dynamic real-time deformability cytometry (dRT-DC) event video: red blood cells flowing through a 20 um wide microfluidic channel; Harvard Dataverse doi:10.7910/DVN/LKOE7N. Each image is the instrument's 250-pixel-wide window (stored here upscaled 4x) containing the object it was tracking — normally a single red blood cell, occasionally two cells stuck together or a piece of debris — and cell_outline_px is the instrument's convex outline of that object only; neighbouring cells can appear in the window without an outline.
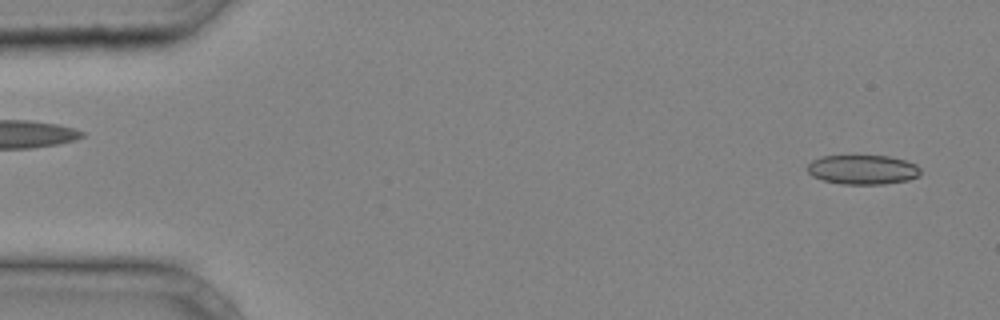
{"species": "common noctule bat (a hibernating species)", "species_latin": "Nyctalus noctula", "temperature_condition": "cold", "stored_images_in_passage": 39, "camera_frame_rate_fps": 3000, "um_per_image_px": 0.085, "animal": {"sex": "male", "body_mass_g": 20.4}, "frame": {"image": 1, "passage_image": 2, "time_ms": 0.333, "image_size_px": [1000, 320], "cell_outline_px": [[920, 176], [908, 180], [884, 184], [840, 184], [824, 180], [812, 176], [808, 172], [808, 164], [812, 160], [820, 156], [892, 156], [916, 164], [920, 168]], "centroid_in_image_um": [73.34, 14.42], "position_along_channel_um": 11.7, "area_um2": 19.48}}
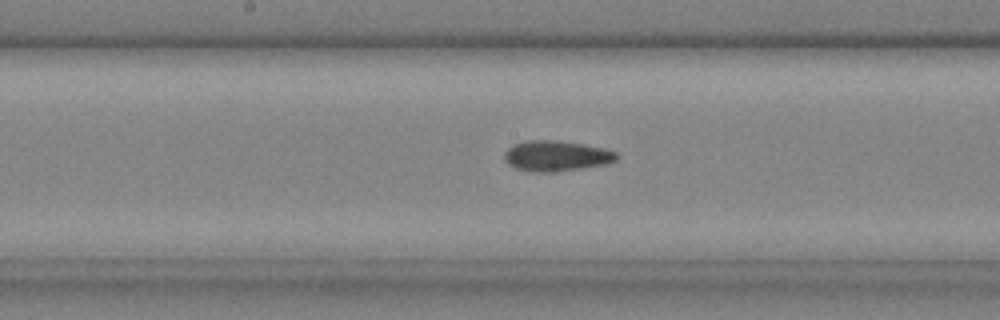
{"frame": {"image": 2, "passage_image": 21, "time_ms": 6.667, "image_size_px": [1000, 320], "cell_outline_px": [[616, 160], [604, 164], [556, 172], [532, 172], [516, 168], [508, 164], [504, 160], [504, 152], [512, 144], [528, 140], [560, 140], [584, 144], [604, 148], [616, 152]], "centroid_in_image_um": [47.23, 13.24], "position_along_channel_um": 201.0, "area_um2": 20.0}}
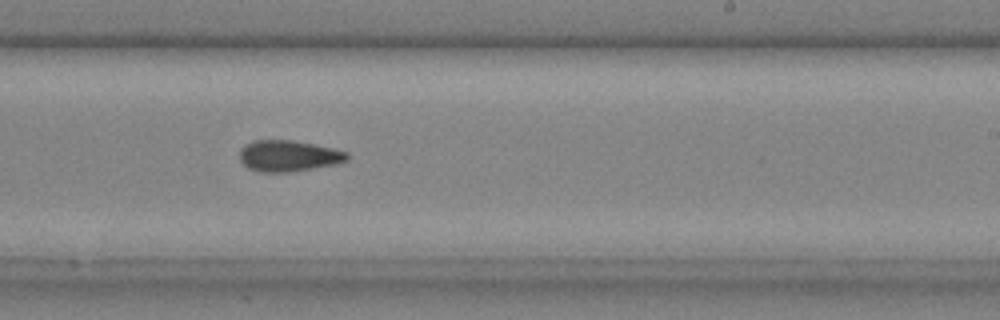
{"frame": {"image": 3, "passage_image": 25, "time_ms": 8.0, "image_size_px": [1000, 320], "cell_outline_px": [[348, 160], [336, 164], [288, 172], [260, 172], [248, 168], [240, 160], [240, 148], [256, 140], [292, 140], [336, 148], [348, 152]], "centroid_in_image_um": [24.55, 13.25], "position_along_channel_um": 264.5, "area_um2": 19.48}}